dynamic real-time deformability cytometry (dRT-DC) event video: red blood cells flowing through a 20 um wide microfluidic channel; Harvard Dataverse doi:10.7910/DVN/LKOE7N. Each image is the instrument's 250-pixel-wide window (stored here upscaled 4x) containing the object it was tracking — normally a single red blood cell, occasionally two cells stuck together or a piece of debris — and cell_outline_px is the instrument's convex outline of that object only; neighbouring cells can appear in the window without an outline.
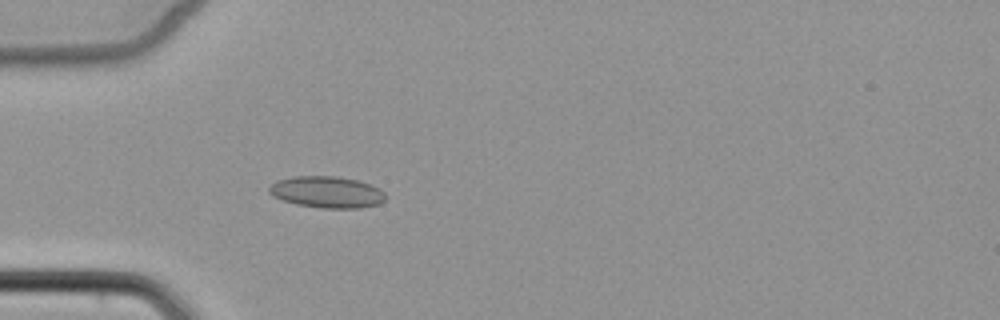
{"species": "common noctule bat (a hibernating species)", "species_latin": "Nyctalus noctula", "temperature_condition": "cold", "stored_images_in_passage": 3, "camera_frame_rate_fps": 3000, "um_per_image_px": 0.085, "animal": {"sex": "female", "body_mass_g": 22.7, "forearm_length_mm": 54.2}, "frame": {"image": 1, "passage_image": 3, "time_ms": 3.0, "image_size_px": [1000, 320], "cell_outline_px": [[384, 200], [380, 204], [360, 208], [324, 208], [296, 204], [272, 196], [268, 192], [268, 188], [276, 180], [292, 176], [336, 176], [360, 180], [380, 188], [384, 192]], "centroid_in_image_um": [27.79, 16.32], "position_along_channel_um": 57.2, "area_um2": 21.56}}